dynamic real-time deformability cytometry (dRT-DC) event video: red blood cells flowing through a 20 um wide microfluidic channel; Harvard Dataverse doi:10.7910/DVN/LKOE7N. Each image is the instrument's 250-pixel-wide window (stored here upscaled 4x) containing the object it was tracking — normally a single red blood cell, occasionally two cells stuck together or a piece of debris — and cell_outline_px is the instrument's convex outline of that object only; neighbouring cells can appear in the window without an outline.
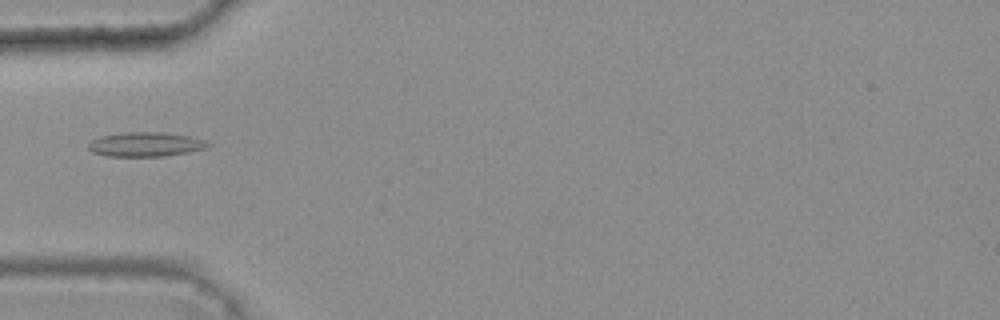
{"species": "common noctule bat (a hibernating species)", "species_latin": "Nyctalus noctula", "temperature_condition": "warm", "stored_images_in_passage": 5, "camera_frame_rate_fps": 3000, "um_per_image_px": 0.085, "animal": {"sex": "female", "body_mass_g": 25.1}, "frame": {"image": 1, "passage_image": 4, "time_ms": 1.0, "image_size_px": [1000, 320], "cell_outline_px": [[212, 144], [204, 148], [188, 152], [164, 156], [108, 156], [92, 152], [88, 148], [88, 144], [92, 140], [100, 136], [128, 132], [164, 132], [188, 136], [204, 140]], "centroid_in_image_um": [12.36, 12.27], "position_along_channel_um": 72.6, "area_um2": 16.82}}
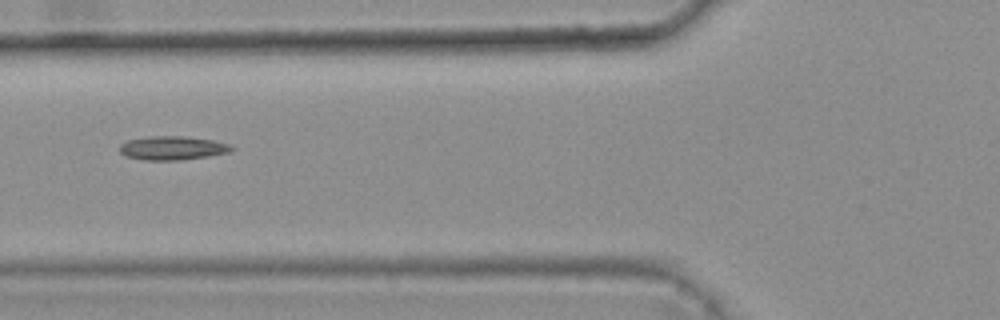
{"frame": {"image": 2, "passage_image": 5, "time_ms": 1.333, "image_size_px": [1000, 320], "cell_outline_px": [[236, 148], [228, 152], [208, 156], [180, 160], [144, 160], [124, 156], [120, 152], [120, 144], [128, 140], [148, 136], [184, 136], [212, 140], [228, 144]], "centroid_in_image_um": [14.63, 12.58], "position_along_channel_um": 111.2, "area_um2": 15.49}}